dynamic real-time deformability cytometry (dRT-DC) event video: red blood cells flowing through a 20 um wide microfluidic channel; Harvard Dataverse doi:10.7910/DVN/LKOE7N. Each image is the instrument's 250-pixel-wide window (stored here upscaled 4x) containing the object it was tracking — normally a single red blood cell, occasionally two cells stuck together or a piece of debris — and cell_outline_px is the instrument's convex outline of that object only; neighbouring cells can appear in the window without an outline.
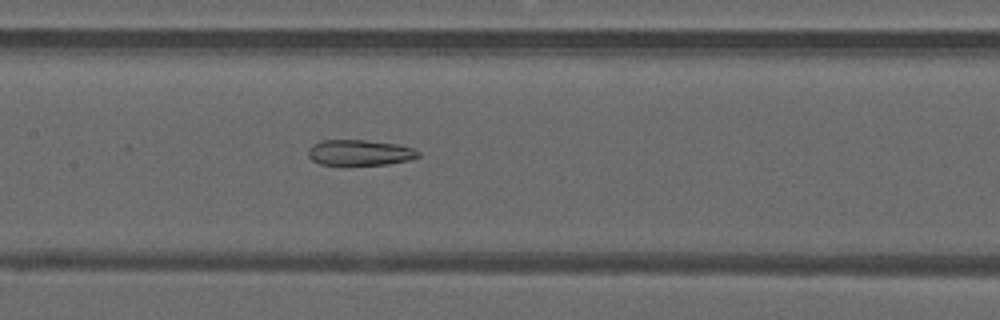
{"species": "common noctule bat (a hibernating species)", "species_latin": "Nyctalus noctula", "temperature_condition": "warm", "stored_images_in_passage": 46, "camera_frame_rate_fps": 3000, "um_per_image_px": 0.085, "animal": {"sex": "male", "forearm_length_mm": 52.5}, "frame": {"image": 1, "passage_image": 24, "time_ms": 7.667, "image_size_px": [1000, 320], "cell_outline_px": [[420, 156], [412, 160], [388, 164], [320, 164], [312, 160], [308, 156], [308, 148], [312, 144], [324, 140], [364, 140], [396, 144], [412, 148], [420, 152]], "centroid_in_image_um": [30.59, 12.97], "position_along_channel_um": 176.8, "area_um2": 16.36}}
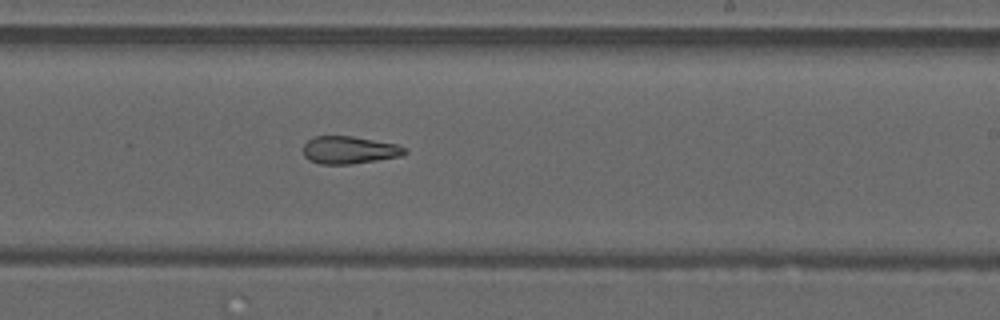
{"frame": {"image": 2, "passage_image": 30, "time_ms": 9.667, "image_size_px": [1000, 320], "cell_outline_px": [[408, 152], [400, 156], [352, 164], [320, 164], [308, 160], [304, 156], [304, 144], [308, 140], [316, 136], [352, 136], [400, 144], [408, 148]], "centroid_in_image_um": [29.73, 12.75], "position_along_channel_um": 259.3, "area_um2": 16.47}}
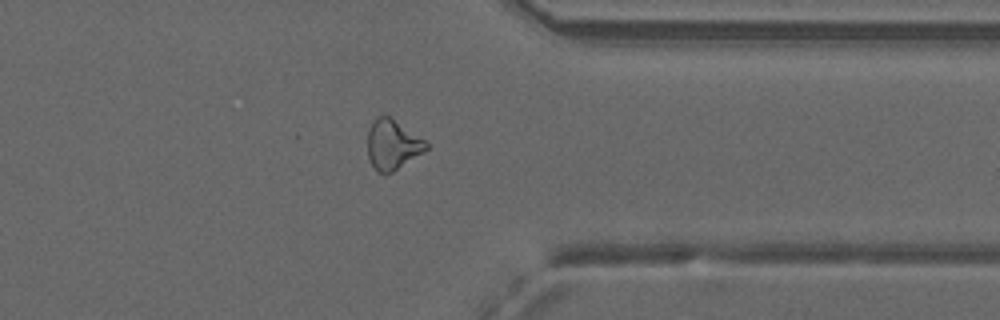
{"frame": {"image": 3, "passage_image": 39, "time_ms": 12.667, "image_size_px": [1000, 320], "cell_outline_px": [[428, 148], [424, 152], [392, 172], [384, 176], [376, 172], [368, 156], [368, 128], [372, 120], [376, 116], [384, 112], [424, 140], [428, 144]], "centroid_in_image_um": [33.32, 12.28], "position_along_channel_um": 378.1, "area_um2": 17.28}, "authors_computed_cell_mechanics": {"area_um2": 18.6116, "velocity_mm_per_s": 4.1441, "shape_relaxation_time_tau1_ms": null, "shape_relaxation_time_tau2_ms": 3.4863, "deformation_change_tau1": null, "deformation_change_tau2": 0.1282}}